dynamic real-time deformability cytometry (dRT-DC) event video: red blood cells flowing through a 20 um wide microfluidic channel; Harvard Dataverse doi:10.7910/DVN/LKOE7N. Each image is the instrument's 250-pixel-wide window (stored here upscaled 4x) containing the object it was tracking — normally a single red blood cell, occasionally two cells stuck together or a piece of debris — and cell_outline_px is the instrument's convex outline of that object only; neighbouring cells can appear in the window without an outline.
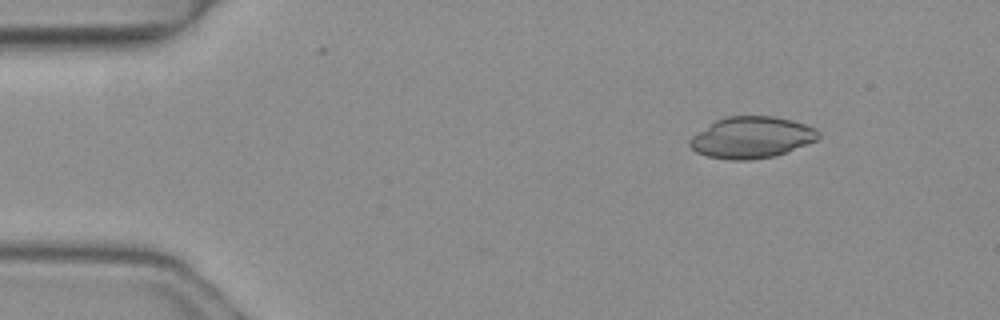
{"species": "common noctule bat (a hibernating species)", "species_latin": "Nyctalus noctula", "temperature_condition": "warm", "stored_images_in_passage": 4, "camera_frame_rate_fps": 3000, "um_per_image_px": 0.085, "animal": {"sex": "female", "body_mass_g": 19.3, "forearm_length_mm": 54.1}, "frame": {"image": 1, "passage_image": 2, "time_ms": 0.333, "image_size_px": [1000, 320], "cell_outline_px": [[820, 136], [816, 140], [776, 156], [752, 160], [728, 160], [708, 156], [696, 152], [688, 144], [688, 140], [692, 136], [716, 120], [724, 116], [772, 116], [792, 120], [816, 128], [820, 132]], "centroid_in_image_um": [63.88, 11.69], "position_along_channel_um": 21.1, "area_um2": 31.1}}